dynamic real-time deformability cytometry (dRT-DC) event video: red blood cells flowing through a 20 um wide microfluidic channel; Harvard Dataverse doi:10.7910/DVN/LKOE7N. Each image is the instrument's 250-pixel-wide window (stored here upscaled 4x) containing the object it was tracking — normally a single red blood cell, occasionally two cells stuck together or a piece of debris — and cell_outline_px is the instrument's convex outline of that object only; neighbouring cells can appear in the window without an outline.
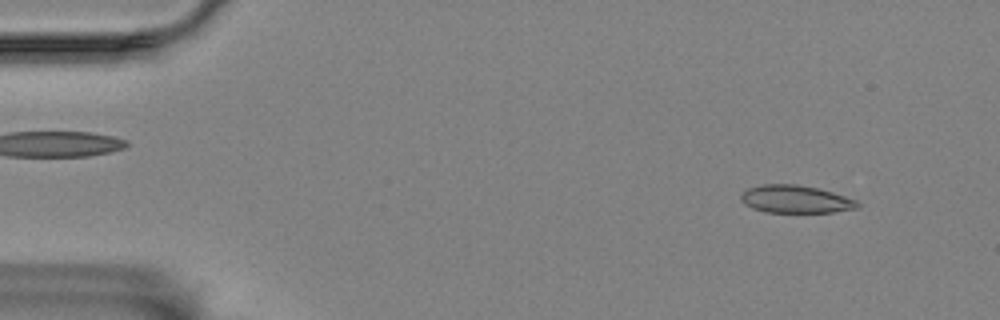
{"species": "Egyptian fruit bat (a non-hibernating species)", "species_latin": "Rousettus aegyptiacus", "temperature_condition": "room temperature", "stored_images_in_passage": 56, "camera_frame_rate_fps": 3000, "um_per_image_px": 0.085, "animal": {"sex": "female"}, "frame": {"image": 1, "passage_image": 5, "time_ms": 1.333, "image_size_px": [1000, 320], "cell_outline_px": [[860, 204], [856, 208], [832, 212], [764, 212], [752, 208], [744, 204], [740, 200], [740, 196], [748, 188], [760, 184], [796, 184], [816, 188], [832, 192], [856, 200]], "centroid_in_image_um": [67.57, 16.93], "position_along_channel_um": 17.4, "area_um2": 18.73}}
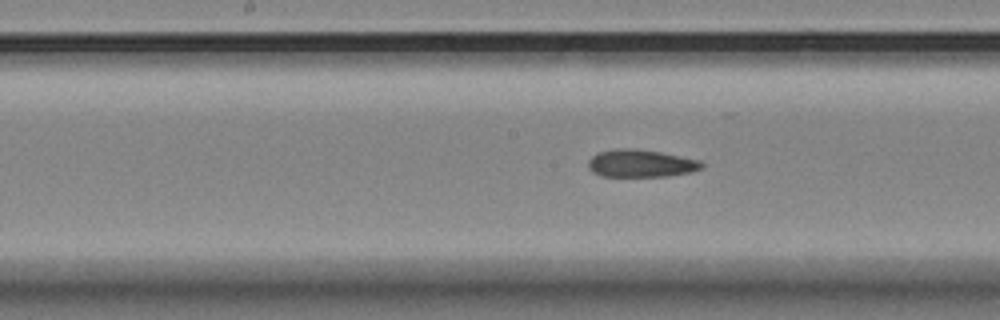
{"frame": {"image": 2, "passage_image": 28, "time_ms": 9.0, "image_size_px": [1000, 320], "cell_outline_px": [[704, 164], [700, 168], [688, 172], [668, 176], [600, 176], [592, 172], [588, 168], [588, 160], [596, 152], [616, 148], [636, 148], [660, 152], [700, 160]], "centroid_in_image_um": [54.4, 13.87], "position_along_channel_um": 193.8, "area_um2": 18.26}}
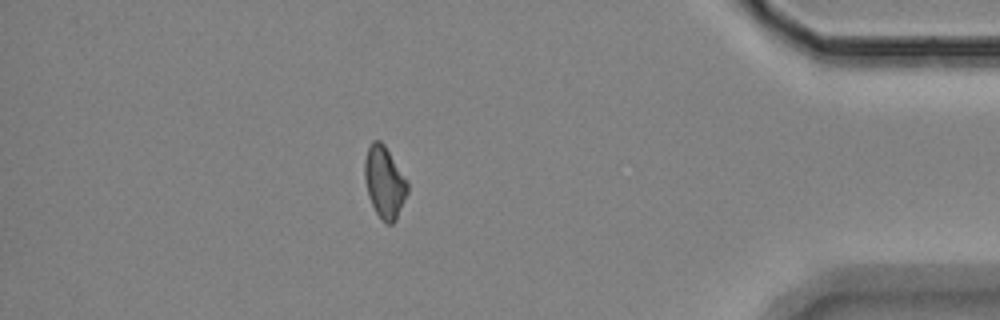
{"frame": {"image": 3, "passage_image": 49, "time_ms": 16.0, "image_size_px": [1000, 320], "cell_outline_px": [[408, 192], [396, 220], [392, 224], [388, 224], [376, 212], [368, 196], [364, 180], [364, 160], [368, 148], [372, 140], [380, 140], [384, 144], [408, 180]], "centroid_in_image_um": [32.68, 15.46], "position_along_channel_um": 402.5, "area_um2": 17.98}, "authors_computed_cell_mechanics": {"area_um2": 18.4671, "velocity_mm_per_s": 3.54, "shape_relaxation_time_tau1_ms": null, "shape_relaxation_time_tau2_ms": 9.0322, "deformation_change_tau1": null, "deformation_change_tau2": 0.1585}}